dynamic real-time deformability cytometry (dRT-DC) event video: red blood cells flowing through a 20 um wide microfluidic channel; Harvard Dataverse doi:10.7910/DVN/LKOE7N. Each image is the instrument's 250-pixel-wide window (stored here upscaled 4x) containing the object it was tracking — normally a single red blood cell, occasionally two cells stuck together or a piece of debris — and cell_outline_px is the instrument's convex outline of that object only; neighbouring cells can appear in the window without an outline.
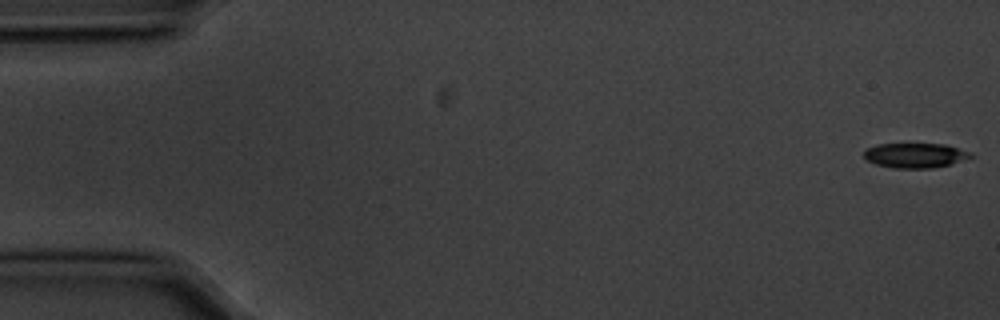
{"species": "common noctule bat (a hibernating species)", "species_latin": "Nyctalus noctula", "temperature_condition": "cold", "stored_images_in_passage": 15, "camera_frame_rate_fps": 3000, "um_per_image_px": 0.085, "animal": {"sex": "male", "body_mass_g": 20.1, "forearm_length_mm": 53.5}, "frame": {"image": 1, "passage_image": 1, "time_ms": 0.0, "image_size_px": [1000, 320], "cell_outline_px": [[972, 156], [948, 164], [932, 168], [892, 168], [876, 164], [868, 160], [864, 156], [864, 152], [868, 148], [880, 144], [944, 144], [972, 152]], "centroid_in_image_um": [77.77, 13.21], "position_along_channel_um": 7.2, "area_um2": 15.09}}
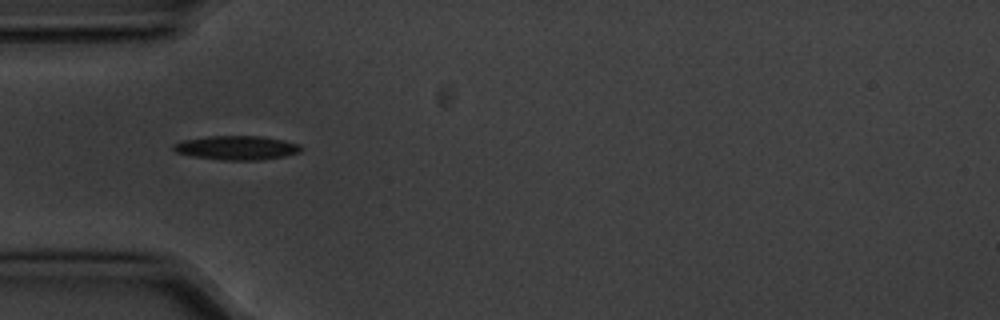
{"frame": {"image": 2, "passage_image": 5, "time_ms": 1.333, "image_size_px": [1000, 320], "cell_outline_px": [[304, 148], [300, 152], [284, 156], [260, 160], [220, 160], [192, 156], [176, 152], [172, 148], [172, 144], [184, 140], [208, 136], [260, 136], [284, 140], [300, 144]], "centroid_in_image_um": [20.13, 12.56], "position_along_channel_um": 64.9, "area_um2": 17.98}}
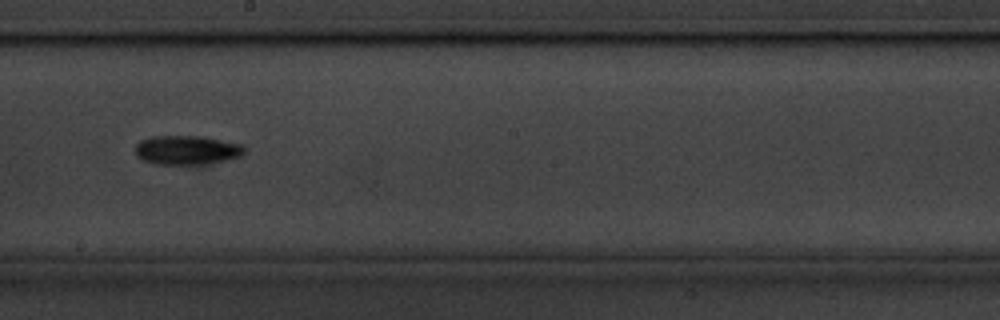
{"frame": {"image": 3, "passage_image": 9, "time_ms": 2.667, "image_size_px": [1000, 320], "cell_outline_px": [[244, 152], [240, 156], [228, 160], [212, 164], [156, 164], [144, 160], [136, 156], [136, 144], [140, 140], [152, 136], [200, 136], [240, 144], [244, 148]], "centroid_in_image_um": [15.87, 12.76], "position_along_channel_um": 232.3, "area_um2": 18.5}}